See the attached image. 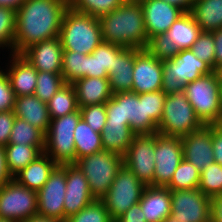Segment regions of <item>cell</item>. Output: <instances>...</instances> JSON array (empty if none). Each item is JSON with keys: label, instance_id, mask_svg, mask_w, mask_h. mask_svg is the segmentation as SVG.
<instances>
[{"label": "cell", "instance_id": "obj_56", "mask_svg": "<svg viewBox=\"0 0 222 222\" xmlns=\"http://www.w3.org/2000/svg\"><path fill=\"white\" fill-rule=\"evenodd\" d=\"M22 222H63L61 220H58L56 218H48L40 215H35L25 221Z\"/></svg>", "mask_w": 222, "mask_h": 222}, {"label": "cell", "instance_id": "obj_33", "mask_svg": "<svg viewBox=\"0 0 222 222\" xmlns=\"http://www.w3.org/2000/svg\"><path fill=\"white\" fill-rule=\"evenodd\" d=\"M9 143L45 147V134L26 120L15 118Z\"/></svg>", "mask_w": 222, "mask_h": 222}, {"label": "cell", "instance_id": "obj_23", "mask_svg": "<svg viewBox=\"0 0 222 222\" xmlns=\"http://www.w3.org/2000/svg\"><path fill=\"white\" fill-rule=\"evenodd\" d=\"M72 85L79 108L105 104L113 96L108 78L82 77L75 80Z\"/></svg>", "mask_w": 222, "mask_h": 222}, {"label": "cell", "instance_id": "obj_28", "mask_svg": "<svg viewBox=\"0 0 222 222\" xmlns=\"http://www.w3.org/2000/svg\"><path fill=\"white\" fill-rule=\"evenodd\" d=\"M190 13L201 31L213 32L222 28V0H196Z\"/></svg>", "mask_w": 222, "mask_h": 222}, {"label": "cell", "instance_id": "obj_8", "mask_svg": "<svg viewBox=\"0 0 222 222\" xmlns=\"http://www.w3.org/2000/svg\"><path fill=\"white\" fill-rule=\"evenodd\" d=\"M80 119L79 109L63 117L51 119L50 126L45 134L43 152L58 165L75 164L76 162L74 130Z\"/></svg>", "mask_w": 222, "mask_h": 222}, {"label": "cell", "instance_id": "obj_10", "mask_svg": "<svg viewBox=\"0 0 222 222\" xmlns=\"http://www.w3.org/2000/svg\"><path fill=\"white\" fill-rule=\"evenodd\" d=\"M146 186L124 164L107 193L101 198L113 221L139 203Z\"/></svg>", "mask_w": 222, "mask_h": 222}, {"label": "cell", "instance_id": "obj_31", "mask_svg": "<svg viewBox=\"0 0 222 222\" xmlns=\"http://www.w3.org/2000/svg\"><path fill=\"white\" fill-rule=\"evenodd\" d=\"M76 161L103 149L101 133L94 131L82 118L74 130Z\"/></svg>", "mask_w": 222, "mask_h": 222}, {"label": "cell", "instance_id": "obj_20", "mask_svg": "<svg viewBox=\"0 0 222 222\" xmlns=\"http://www.w3.org/2000/svg\"><path fill=\"white\" fill-rule=\"evenodd\" d=\"M63 47L59 36L35 43L21 55L37 70L61 73Z\"/></svg>", "mask_w": 222, "mask_h": 222}, {"label": "cell", "instance_id": "obj_47", "mask_svg": "<svg viewBox=\"0 0 222 222\" xmlns=\"http://www.w3.org/2000/svg\"><path fill=\"white\" fill-rule=\"evenodd\" d=\"M15 118L13 110L0 112V146L2 147H5L9 143Z\"/></svg>", "mask_w": 222, "mask_h": 222}, {"label": "cell", "instance_id": "obj_55", "mask_svg": "<svg viewBox=\"0 0 222 222\" xmlns=\"http://www.w3.org/2000/svg\"><path fill=\"white\" fill-rule=\"evenodd\" d=\"M26 0H0V7L18 10Z\"/></svg>", "mask_w": 222, "mask_h": 222}, {"label": "cell", "instance_id": "obj_51", "mask_svg": "<svg viewBox=\"0 0 222 222\" xmlns=\"http://www.w3.org/2000/svg\"><path fill=\"white\" fill-rule=\"evenodd\" d=\"M212 146L214 161L222 165V132L212 125Z\"/></svg>", "mask_w": 222, "mask_h": 222}, {"label": "cell", "instance_id": "obj_59", "mask_svg": "<svg viewBox=\"0 0 222 222\" xmlns=\"http://www.w3.org/2000/svg\"><path fill=\"white\" fill-rule=\"evenodd\" d=\"M163 222H178V221H176V220H174V219H172V218H168L167 220H165V221H163Z\"/></svg>", "mask_w": 222, "mask_h": 222}, {"label": "cell", "instance_id": "obj_53", "mask_svg": "<svg viewBox=\"0 0 222 222\" xmlns=\"http://www.w3.org/2000/svg\"><path fill=\"white\" fill-rule=\"evenodd\" d=\"M13 177L8 171L4 147L0 146V187L8 183Z\"/></svg>", "mask_w": 222, "mask_h": 222}, {"label": "cell", "instance_id": "obj_17", "mask_svg": "<svg viewBox=\"0 0 222 222\" xmlns=\"http://www.w3.org/2000/svg\"><path fill=\"white\" fill-rule=\"evenodd\" d=\"M66 169V194L64 201V222L78 213L96 198L92 195L86 176L76 164H63Z\"/></svg>", "mask_w": 222, "mask_h": 222}, {"label": "cell", "instance_id": "obj_16", "mask_svg": "<svg viewBox=\"0 0 222 222\" xmlns=\"http://www.w3.org/2000/svg\"><path fill=\"white\" fill-rule=\"evenodd\" d=\"M132 92L136 94L162 90L163 61L156 59L146 49L135 54Z\"/></svg>", "mask_w": 222, "mask_h": 222}, {"label": "cell", "instance_id": "obj_50", "mask_svg": "<svg viewBox=\"0 0 222 222\" xmlns=\"http://www.w3.org/2000/svg\"><path fill=\"white\" fill-rule=\"evenodd\" d=\"M212 33L215 45L214 71L222 72V28Z\"/></svg>", "mask_w": 222, "mask_h": 222}, {"label": "cell", "instance_id": "obj_27", "mask_svg": "<svg viewBox=\"0 0 222 222\" xmlns=\"http://www.w3.org/2000/svg\"><path fill=\"white\" fill-rule=\"evenodd\" d=\"M135 135L128 123H106L101 133L103 149L123 157Z\"/></svg>", "mask_w": 222, "mask_h": 222}, {"label": "cell", "instance_id": "obj_46", "mask_svg": "<svg viewBox=\"0 0 222 222\" xmlns=\"http://www.w3.org/2000/svg\"><path fill=\"white\" fill-rule=\"evenodd\" d=\"M15 99L5 68L0 64V112L14 110Z\"/></svg>", "mask_w": 222, "mask_h": 222}, {"label": "cell", "instance_id": "obj_41", "mask_svg": "<svg viewBox=\"0 0 222 222\" xmlns=\"http://www.w3.org/2000/svg\"><path fill=\"white\" fill-rule=\"evenodd\" d=\"M146 50L160 61L171 60L180 51L166 33L151 37Z\"/></svg>", "mask_w": 222, "mask_h": 222}, {"label": "cell", "instance_id": "obj_43", "mask_svg": "<svg viewBox=\"0 0 222 222\" xmlns=\"http://www.w3.org/2000/svg\"><path fill=\"white\" fill-rule=\"evenodd\" d=\"M81 118L96 132L102 133L106 124V104H96L79 108Z\"/></svg>", "mask_w": 222, "mask_h": 222}, {"label": "cell", "instance_id": "obj_7", "mask_svg": "<svg viewBox=\"0 0 222 222\" xmlns=\"http://www.w3.org/2000/svg\"><path fill=\"white\" fill-rule=\"evenodd\" d=\"M213 71L191 49L181 50L171 60L163 61L162 91L166 95L183 92L184 85Z\"/></svg>", "mask_w": 222, "mask_h": 222}, {"label": "cell", "instance_id": "obj_42", "mask_svg": "<svg viewBox=\"0 0 222 222\" xmlns=\"http://www.w3.org/2000/svg\"><path fill=\"white\" fill-rule=\"evenodd\" d=\"M212 32L202 31L190 48L194 55L214 70L215 47Z\"/></svg>", "mask_w": 222, "mask_h": 222}, {"label": "cell", "instance_id": "obj_22", "mask_svg": "<svg viewBox=\"0 0 222 222\" xmlns=\"http://www.w3.org/2000/svg\"><path fill=\"white\" fill-rule=\"evenodd\" d=\"M139 203L146 222H163L171 217V195L167 187L146 186Z\"/></svg>", "mask_w": 222, "mask_h": 222}, {"label": "cell", "instance_id": "obj_58", "mask_svg": "<svg viewBox=\"0 0 222 222\" xmlns=\"http://www.w3.org/2000/svg\"><path fill=\"white\" fill-rule=\"evenodd\" d=\"M220 88H221V107H222V72H220Z\"/></svg>", "mask_w": 222, "mask_h": 222}, {"label": "cell", "instance_id": "obj_11", "mask_svg": "<svg viewBox=\"0 0 222 222\" xmlns=\"http://www.w3.org/2000/svg\"><path fill=\"white\" fill-rule=\"evenodd\" d=\"M37 192L11 179L0 187V219L22 222L37 215Z\"/></svg>", "mask_w": 222, "mask_h": 222}, {"label": "cell", "instance_id": "obj_35", "mask_svg": "<svg viewBox=\"0 0 222 222\" xmlns=\"http://www.w3.org/2000/svg\"><path fill=\"white\" fill-rule=\"evenodd\" d=\"M16 19V10L0 7V54L4 53V50L7 54L14 53Z\"/></svg>", "mask_w": 222, "mask_h": 222}, {"label": "cell", "instance_id": "obj_9", "mask_svg": "<svg viewBox=\"0 0 222 222\" xmlns=\"http://www.w3.org/2000/svg\"><path fill=\"white\" fill-rule=\"evenodd\" d=\"M75 164L86 176L92 195L96 199H101L107 193L116 174L123 166V157L102 150L82 157Z\"/></svg>", "mask_w": 222, "mask_h": 222}, {"label": "cell", "instance_id": "obj_30", "mask_svg": "<svg viewBox=\"0 0 222 222\" xmlns=\"http://www.w3.org/2000/svg\"><path fill=\"white\" fill-rule=\"evenodd\" d=\"M4 149L7 168L12 177L39 157L44 151V147L21 145V143H8Z\"/></svg>", "mask_w": 222, "mask_h": 222}, {"label": "cell", "instance_id": "obj_5", "mask_svg": "<svg viewBox=\"0 0 222 222\" xmlns=\"http://www.w3.org/2000/svg\"><path fill=\"white\" fill-rule=\"evenodd\" d=\"M187 100L204 125H215L222 116L220 72L213 71L184 85Z\"/></svg>", "mask_w": 222, "mask_h": 222}, {"label": "cell", "instance_id": "obj_18", "mask_svg": "<svg viewBox=\"0 0 222 222\" xmlns=\"http://www.w3.org/2000/svg\"><path fill=\"white\" fill-rule=\"evenodd\" d=\"M183 158L200 172L214 163L212 146V125H203L190 134L181 137Z\"/></svg>", "mask_w": 222, "mask_h": 222}, {"label": "cell", "instance_id": "obj_57", "mask_svg": "<svg viewBox=\"0 0 222 222\" xmlns=\"http://www.w3.org/2000/svg\"><path fill=\"white\" fill-rule=\"evenodd\" d=\"M215 126L222 132V116L219 118V121L215 124Z\"/></svg>", "mask_w": 222, "mask_h": 222}, {"label": "cell", "instance_id": "obj_40", "mask_svg": "<svg viewBox=\"0 0 222 222\" xmlns=\"http://www.w3.org/2000/svg\"><path fill=\"white\" fill-rule=\"evenodd\" d=\"M65 222H114L101 199H95L78 213L66 218Z\"/></svg>", "mask_w": 222, "mask_h": 222}, {"label": "cell", "instance_id": "obj_21", "mask_svg": "<svg viewBox=\"0 0 222 222\" xmlns=\"http://www.w3.org/2000/svg\"><path fill=\"white\" fill-rule=\"evenodd\" d=\"M3 63L16 97L33 95L36 90L38 71L21 54L11 53Z\"/></svg>", "mask_w": 222, "mask_h": 222}, {"label": "cell", "instance_id": "obj_3", "mask_svg": "<svg viewBox=\"0 0 222 222\" xmlns=\"http://www.w3.org/2000/svg\"><path fill=\"white\" fill-rule=\"evenodd\" d=\"M60 39L64 51L92 54L103 41L99 19L68 8L63 16Z\"/></svg>", "mask_w": 222, "mask_h": 222}, {"label": "cell", "instance_id": "obj_15", "mask_svg": "<svg viewBox=\"0 0 222 222\" xmlns=\"http://www.w3.org/2000/svg\"><path fill=\"white\" fill-rule=\"evenodd\" d=\"M66 169L57 165L44 186L37 192V215L64 222Z\"/></svg>", "mask_w": 222, "mask_h": 222}, {"label": "cell", "instance_id": "obj_38", "mask_svg": "<svg viewBox=\"0 0 222 222\" xmlns=\"http://www.w3.org/2000/svg\"><path fill=\"white\" fill-rule=\"evenodd\" d=\"M64 84L65 81L61 73L38 71L34 95L42 102L47 103Z\"/></svg>", "mask_w": 222, "mask_h": 222}, {"label": "cell", "instance_id": "obj_2", "mask_svg": "<svg viewBox=\"0 0 222 222\" xmlns=\"http://www.w3.org/2000/svg\"><path fill=\"white\" fill-rule=\"evenodd\" d=\"M98 19L104 42L124 48L146 49L148 38L143 10L138 0H126L121 6Z\"/></svg>", "mask_w": 222, "mask_h": 222}, {"label": "cell", "instance_id": "obj_32", "mask_svg": "<svg viewBox=\"0 0 222 222\" xmlns=\"http://www.w3.org/2000/svg\"><path fill=\"white\" fill-rule=\"evenodd\" d=\"M51 119L63 117L79 109L76 92L72 83H65L47 102Z\"/></svg>", "mask_w": 222, "mask_h": 222}, {"label": "cell", "instance_id": "obj_36", "mask_svg": "<svg viewBox=\"0 0 222 222\" xmlns=\"http://www.w3.org/2000/svg\"><path fill=\"white\" fill-rule=\"evenodd\" d=\"M126 0H68L69 8L99 18L110 13Z\"/></svg>", "mask_w": 222, "mask_h": 222}, {"label": "cell", "instance_id": "obj_37", "mask_svg": "<svg viewBox=\"0 0 222 222\" xmlns=\"http://www.w3.org/2000/svg\"><path fill=\"white\" fill-rule=\"evenodd\" d=\"M87 55L74 51H63L61 75L65 83L86 77Z\"/></svg>", "mask_w": 222, "mask_h": 222}, {"label": "cell", "instance_id": "obj_45", "mask_svg": "<svg viewBox=\"0 0 222 222\" xmlns=\"http://www.w3.org/2000/svg\"><path fill=\"white\" fill-rule=\"evenodd\" d=\"M124 49V47L102 41L99 44L100 73H111L114 58Z\"/></svg>", "mask_w": 222, "mask_h": 222}, {"label": "cell", "instance_id": "obj_24", "mask_svg": "<svg viewBox=\"0 0 222 222\" xmlns=\"http://www.w3.org/2000/svg\"><path fill=\"white\" fill-rule=\"evenodd\" d=\"M13 111L17 118L26 120L46 134L51 118L47 103L40 98L34 94L16 97Z\"/></svg>", "mask_w": 222, "mask_h": 222}, {"label": "cell", "instance_id": "obj_34", "mask_svg": "<svg viewBox=\"0 0 222 222\" xmlns=\"http://www.w3.org/2000/svg\"><path fill=\"white\" fill-rule=\"evenodd\" d=\"M200 184V171L189 161L183 159L175 170L170 183V190L197 189Z\"/></svg>", "mask_w": 222, "mask_h": 222}, {"label": "cell", "instance_id": "obj_26", "mask_svg": "<svg viewBox=\"0 0 222 222\" xmlns=\"http://www.w3.org/2000/svg\"><path fill=\"white\" fill-rule=\"evenodd\" d=\"M58 164L44 152L24 169L17 173L13 179L24 187L38 192L49 179L50 174Z\"/></svg>", "mask_w": 222, "mask_h": 222}, {"label": "cell", "instance_id": "obj_44", "mask_svg": "<svg viewBox=\"0 0 222 222\" xmlns=\"http://www.w3.org/2000/svg\"><path fill=\"white\" fill-rule=\"evenodd\" d=\"M166 94L160 90L156 92L145 93L146 116H149L157 125H159Z\"/></svg>", "mask_w": 222, "mask_h": 222}, {"label": "cell", "instance_id": "obj_48", "mask_svg": "<svg viewBox=\"0 0 222 222\" xmlns=\"http://www.w3.org/2000/svg\"><path fill=\"white\" fill-rule=\"evenodd\" d=\"M108 75V73H100L98 45L92 54L87 55L86 77L108 78Z\"/></svg>", "mask_w": 222, "mask_h": 222}, {"label": "cell", "instance_id": "obj_29", "mask_svg": "<svg viewBox=\"0 0 222 222\" xmlns=\"http://www.w3.org/2000/svg\"><path fill=\"white\" fill-rule=\"evenodd\" d=\"M201 32L192 14L185 12L171 25L166 34L181 51L190 49Z\"/></svg>", "mask_w": 222, "mask_h": 222}, {"label": "cell", "instance_id": "obj_60", "mask_svg": "<svg viewBox=\"0 0 222 222\" xmlns=\"http://www.w3.org/2000/svg\"><path fill=\"white\" fill-rule=\"evenodd\" d=\"M0 222H13V221L5 220V219H0Z\"/></svg>", "mask_w": 222, "mask_h": 222}, {"label": "cell", "instance_id": "obj_25", "mask_svg": "<svg viewBox=\"0 0 222 222\" xmlns=\"http://www.w3.org/2000/svg\"><path fill=\"white\" fill-rule=\"evenodd\" d=\"M139 48H124L115 58L111 73L108 75L113 94L132 90L135 54Z\"/></svg>", "mask_w": 222, "mask_h": 222}, {"label": "cell", "instance_id": "obj_4", "mask_svg": "<svg viewBox=\"0 0 222 222\" xmlns=\"http://www.w3.org/2000/svg\"><path fill=\"white\" fill-rule=\"evenodd\" d=\"M105 104L106 123H128L136 135L157 132L158 125L146 116L145 93H116Z\"/></svg>", "mask_w": 222, "mask_h": 222}, {"label": "cell", "instance_id": "obj_12", "mask_svg": "<svg viewBox=\"0 0 222 222\" xmlns=\"http://www.w3.org/2000/svg\"><path fill=\"white\" fill-rule=\"evenodd\" d=\"M171 217L178 222H211L210 197L199 188L170 190Z\"/></svg>", "mask_w": 222, "mask_h": 222}, {"label": "cell", "instance_id": "obj_52", "mask_svg": "<svg viewBox=\"0 0 222 222\" xmlns=\"http://www.w3.org/2000/svg\"><path fill=\"white\" fill-rule=\"evenodd\" d=\"M211 222H222V194L210 198Z\"/></svg>", "mask_w": 222, "mask_h": 222}, {"label": "cell", "instance_id": "obj_13", "mask_svg": "<svg viewBox=\"0 0 222 222\" xmlns=\"http://www.w3.org/2000/svg\"><path fill=\"white\" fill-rule=\"evenodd\" d=\"M123 164L145 185L153 186L155 169V133L135 135Z\"/></svg>", "mask_w": 222, "mask_h": 222}, {"label": "cell", "instance_id": "obj_54", "mask_svg": "<svg viewBox=\"0 0 222 222\" xmlns=\"http://www.w3.org/2000/svg\"><path fill=\"white\" fill-rule=\"evenodd\" d=\"M163 1L179 7L184 12H190L194 3V0H163Z\"/></svg>", "mask_w": 222, "mask_h": 222}, {"label": "cell", "instance_id": "obj_49", "mask_svg": "<svg viewBox=\"0 0 222 222\" xmlns=\"http://www.w3.org/2000/svg\"><path fill=\"white\" fill-rule=\"evenodd\" d=\"M114 222H146L140 203H137L130 207L122 216H120Z\"/></svg>", "mask_w": 222, "mask_h": 222}, {"label": "cell", "instance_id": "obj_19", "mask_svg": "<svg viewBox=\"0 0 222 222\" xmlns=\"http://www.w3.org/2000/svg\"><path fill=\"white\" fill-rule=\"evenodd\" d=\"M144 16L148 40L159 34H164L171 25L185 12L179 7L163 0H138Z\"/></svg>", "mask_w": 222, "mask_h": 222}, {"label": "cell", "instance_id": "obj_14", "mask_svg": "<svg viewBox=\"0 0 222 222\" xmlns=\"http://www.w3.org/2000/svg\"><path fill=\"white\" fill-rule=\"evenodd\" d=\"M183 159L181 138L164 136L156 132L153 186L166 187Z\"/></svg>", "mask_w": 222, "mask_h": 222}, {"label": "cell", "instance_id": "obj_6", "mask_svg": "<svg viewBox=\"0 0 222 222\" xmlns=\"http://www.w3.org/2000/svg\"><path fill=\"white\" fill-rule=\"evenodd\" d=\"M203 125L184 92L166 95L157 133L181 138Z\"/></svg>", "mask_w": 222, "mask_h": 222}, {"label": "cell", "instance_id": "obj_39", "mask_svg": "<svg viewBox=\"0 0 222 222\" xmlns=\"http://www.w3.org/2000/svg\"><path fill=\"white\" fill-rule=\"evenodd\" d=\"M198 188L210 198L222 194V165L214 162L203 169Z\"/></svg>", "mask_w": 222, "mask_h": 222}, {"label": "cell", "instance_id": "obj_1", "mask_svg": "<svg viewBox=\"0 0 222 222\" xmlns=\"http://www.w3.org/2000/svg\"><path fill=\"white\" fill-rule=\"evenodd\" d=\"M68 0H26L17 10L14 53L29 46L60 36Z\"/></svg>", "mask_w": 222, "mask_h": 222}]
</instances>
